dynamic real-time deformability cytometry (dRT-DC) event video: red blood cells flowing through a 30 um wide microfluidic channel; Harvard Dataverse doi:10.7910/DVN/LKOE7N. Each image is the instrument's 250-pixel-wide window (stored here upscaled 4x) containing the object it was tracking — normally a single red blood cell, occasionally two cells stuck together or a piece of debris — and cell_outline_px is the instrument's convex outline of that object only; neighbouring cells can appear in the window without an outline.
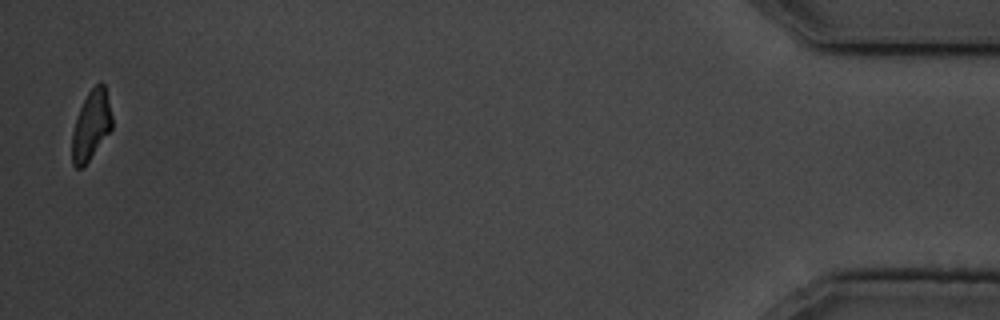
{"species": "common noctule bat (a hibernating species)", "species_latin": "Nyctalus noctula", "temperature_condition": "cold", "stored_images_in_passage": 17, "camera_frame_rate_fps": 3000, "um_per_image_px": 0.085, "animal": {"sex": "male", "body_mass_g": 19.5, "forearm_length_mm": 54.6}, "frame": {"image": 1, "passage_image": 17, "time_ms": 19.0, "image_size_px": [1000, 320], "cell_outline_px": [[112, 128], [88, 160], [80, 168], [76, 168], [72, 164], [72, 132], [80, 108], [88, 92], [100, 80], [104, 84], [112, 116]], "centroid_in_image_um": [7.74, 10.62], "position_along_channel_um": 427.5, "area_um2": 15.78}, "authors_computed_cell_mechanics": {"area_um2": 29.478, "velocity_mm_per_s": 3.4738, "shape_relaxation_time_tau1_ms": 2.5515, "shape_relaxation_time_tau2_ms": 4.3624, "deformation_change_tau1": 0.0906, "deformation_change_tau2": 0.0636}}